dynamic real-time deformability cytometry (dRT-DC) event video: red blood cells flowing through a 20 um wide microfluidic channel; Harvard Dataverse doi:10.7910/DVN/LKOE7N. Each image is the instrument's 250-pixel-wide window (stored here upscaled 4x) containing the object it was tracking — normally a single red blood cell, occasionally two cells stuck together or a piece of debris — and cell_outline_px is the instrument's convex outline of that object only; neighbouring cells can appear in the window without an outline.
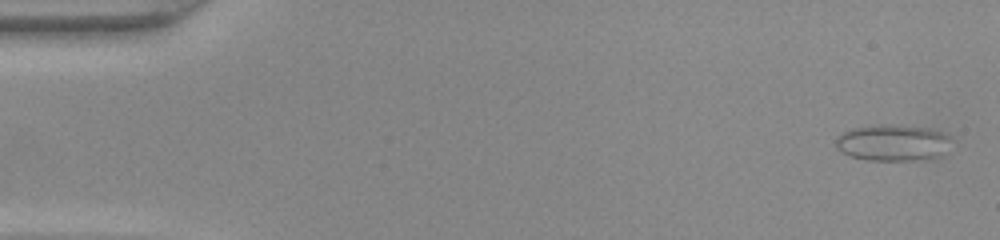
{"species": "common noctule bat (a hibernating species)", "species_latin": "Nyctalus noctula", "temperature_condition": "warm", "stored_images_in_passage": 48, "camera_frame_rate_fps": 3000, "um_per_image_px": 0.085, "animal": {"sex": "female", "body_mass_g": 22.0, "forearm_length_mm": 56.7}, "frame": {"image": 1, "passage_image": 2, "time_ms": 0.333, "image_size_px": [1000, 240], "cell_outline_px": [[948, 140], [940, 156], [920, 160], [864, 160], [852, 156], [836, 148], [836, 136], [852, 128], [872, 124], [892, 124], [928, 128], [940, 132], [948, 136]], "centroid_in_image_um": [75.8, 12.12], "position_along_channel_um": 9.2, "area_um2": 24.22}}
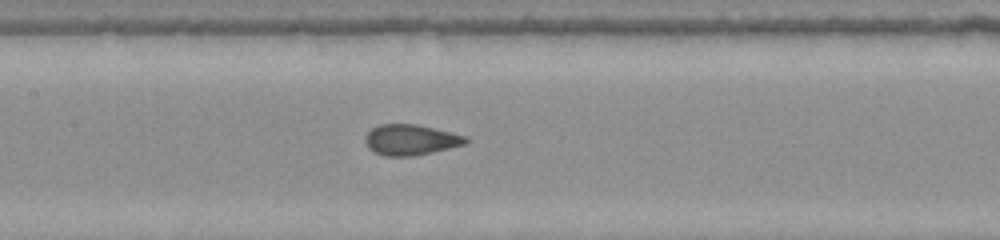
{"frame": {"image": 2, "passage_image": 23, "time_ms": 7.333, "image_size_px": [1000, 240], "cell_outline_px": [[468, 140], [464, 144], [432, 152], [412, 156], [384, 156], [368, 148], [364, 140], [364, 136], [372, 128], [380, 124], [416, 124], [468, 136]], "centroid_in_image_um": [34.88, 11.88], "position_along_channel_um": 172.5, "area_um2": 17.86}}
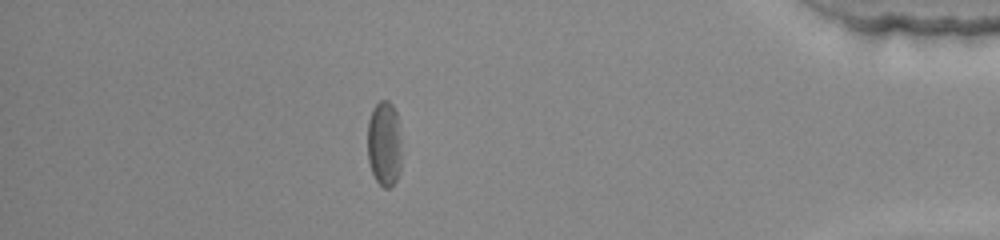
{"frame": {"image": 3, "passage_image": 42, "time_ms": 13.667, "image_size_px": [1000, 240], "cell_outline_px": [[400, 172], [396, 180], [388, 188], [384, 188], [376, 180], [372, 172], [368, 160], [368, 120], [372, 108], [380, 100], [388, 100], [392, 104], [396, 112], [400, 140]], "centroid_in_image_um": [32.65, 12.2], "position_along_channel_um": 402.6, "area_um2": 16.88}}